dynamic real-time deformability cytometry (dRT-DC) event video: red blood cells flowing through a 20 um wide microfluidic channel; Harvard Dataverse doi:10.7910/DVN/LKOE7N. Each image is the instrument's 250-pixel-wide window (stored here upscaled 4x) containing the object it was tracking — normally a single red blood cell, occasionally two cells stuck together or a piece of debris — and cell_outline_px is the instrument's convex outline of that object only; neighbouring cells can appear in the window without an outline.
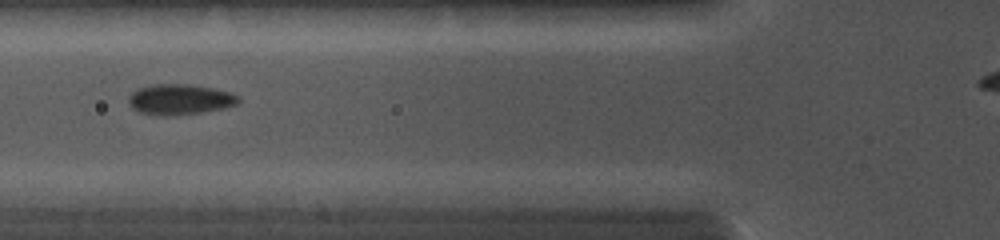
{"species": "common noctule bat (a hibernating species)", "species_latin": "Nyctalus noctula", "temperature_condition": "cold", "stored_images_in_passage": 13, "camera_frame_rate_fps": 5000, "um_per_image_px": 0.085, "animal": {"sex": "female", "body_mass_g": 19.0, "forearm_length_mm": 56.7}, "frame": {"image": 1, "passage_image": 10, "time_ms": 4.8, "image_size_px": [1000, 240], "cell_outline_px": [[240, 100], [236, 104], [224, 108], [200, 112], [172, 116], [160, 116], [140, 112], [132, 108], [128, 100], [128, 96], [136, 88], [152, 84], [188, 84], [212, 88], [232, 92], [240, 96]], "centroid_in_image_um": [15.27, 8.44], "position_along_channel_um": 110.5, "area_um2": 19.71}}
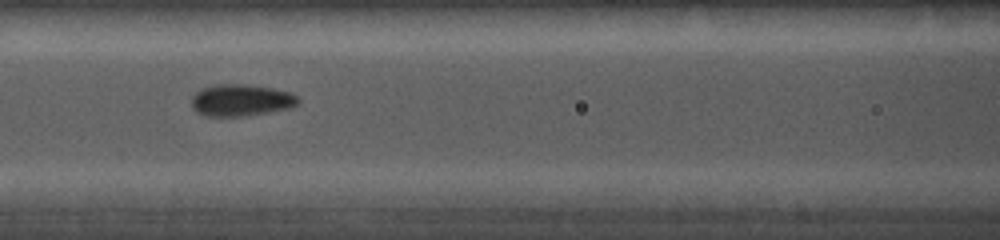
{"frame": {"image": 2, "passage_image": 11, "time_ms": 5.6, "image_size_px": [1000, 240], "cell_outline_px": [[300, 100], [292, 108], [268, 112], [240, 116], [204, 116], [196, 112], [192, 108], [192, 96], [200, 88], [216, 84], [244, 84], [272, 88], [288, 92], [296, 96]], "centroid_in_image_um": [20.44, 8.52], "position_along_channel_um": 146.2, "area_um2": 19.77}}